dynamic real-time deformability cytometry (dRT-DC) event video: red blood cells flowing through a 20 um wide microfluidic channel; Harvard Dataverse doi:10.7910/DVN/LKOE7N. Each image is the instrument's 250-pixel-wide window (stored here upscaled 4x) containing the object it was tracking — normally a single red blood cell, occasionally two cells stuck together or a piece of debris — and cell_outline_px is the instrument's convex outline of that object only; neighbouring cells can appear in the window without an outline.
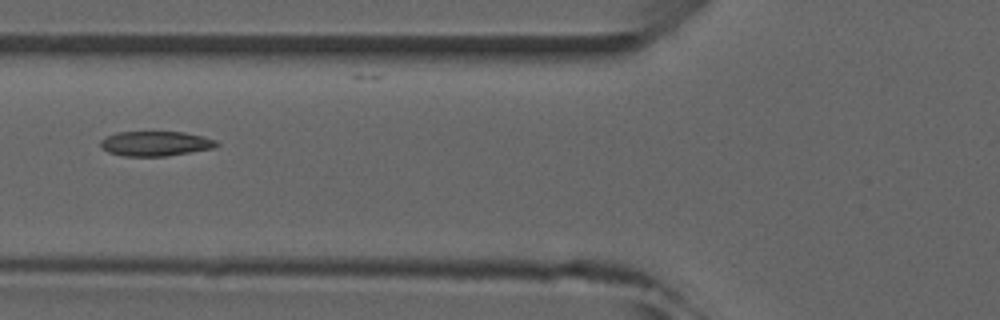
{"species": "common noctule bat (a hibernating species)", "species_latin": "Nyctalus noctula", "temperature_condition": "room temperature", "stored_images_in_passage": 4, "camera_frame_rate_fps": 3000, "um_per_image_px": 0.085, "animal": {"sex": "male", "forearm_length_mm": 52.5}, "frame": {"image": 1, "passage_image": 3, "time_ms": 2.333, "image_size_px": [1000, 320], "cell_outline_px": [[220, 144], [212, 148], [168, 156], [124, 156], [108, 152], [100, 148], [100, 140], [116, 132], [184, 132], [204, 136], [216, 140]], "centroid_in_image_um": [13.2, 12.2], "position_along_channel_um": 112.6, "area_um2": 16.82}}